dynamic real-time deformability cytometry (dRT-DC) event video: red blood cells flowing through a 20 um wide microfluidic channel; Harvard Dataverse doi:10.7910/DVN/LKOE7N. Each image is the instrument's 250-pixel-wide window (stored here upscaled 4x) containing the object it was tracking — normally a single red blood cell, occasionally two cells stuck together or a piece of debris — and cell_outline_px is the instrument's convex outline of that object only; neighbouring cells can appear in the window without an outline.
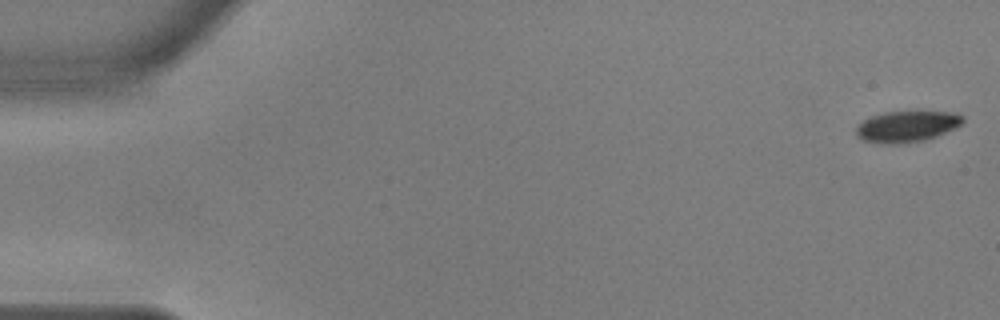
{"species": "common noctule bat (a hibernating species)", "species_latin": "Nyctalus noctula", "temperature_condition": "warm", "stored_images_in_passage": 5, "camera_frame_rate_fps": 3000, "um_per_image_px": 0.085, "animal": {"sex": "male", "body_mass_g": 17.9, "forearm_length_mm": 54.2}, "frame": {"image": 1, "passage_image": 1, "time_ms": 0.0, "image_size_px": [1000, 320], "cell_outline_px": [[964, 120], [960, 124], [936, 136], [924, 140], [892, 144], [864, 140], [856, 136], [856, 128], [864, 120], [872, 116], [884, 112], [916, 108], [952, 112], [964, 116]], "centroid_in_image_um": [77.11, 10.67], "position_along_channel_um": 7.9, "area_um2": 19.77}}